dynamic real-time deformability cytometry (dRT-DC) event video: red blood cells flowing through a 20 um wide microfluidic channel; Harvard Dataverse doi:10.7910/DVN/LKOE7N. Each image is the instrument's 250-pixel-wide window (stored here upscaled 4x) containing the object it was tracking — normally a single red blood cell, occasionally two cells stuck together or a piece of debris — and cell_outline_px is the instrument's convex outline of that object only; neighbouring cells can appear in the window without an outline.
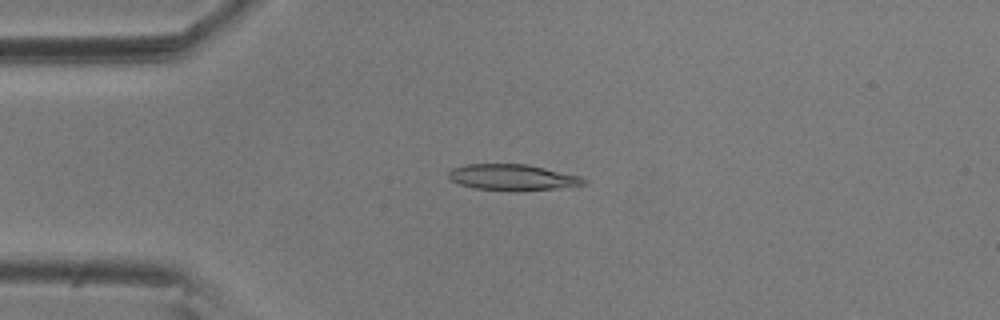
{"species": "common noctule bat (a hibernating species)", "species_latin": "Nyctalus noctula", "temperature_condition": "room temperature", "stored_images_in_passage": 49, "camera_frame_rate_fps": 3000, "um_per_image_px": 0.085, "animal": {"sex": "male", "body_mass_g": 20.5, "forearm_length_mm": 52.5}, "frame": {"image": 1, "passage_image": 7, "time_ms": 2.0, "image_size_px": [1000, 320], "cell_outline_px": [[588, 184], [556, 188], [516, 192], [512, 192], [472, 188], [460, 184], [452, 180], [448, 176], [448, 172], [452, 168], [468, 164], [528, 164], [580, 176], [588, 180]], "centroid_in_image_um": [43.58, 15.09], "position_along_channel_um": 41.4, "area_um2": 20.81}}
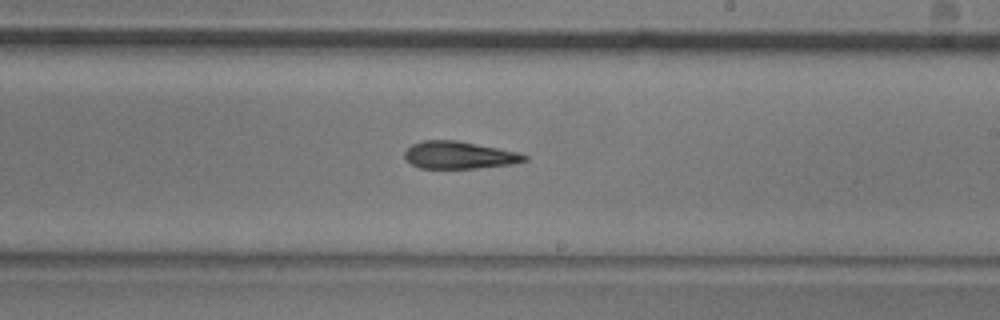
{"frame": {"image": 2, "passage_image": 26, "time_ms": 8.333, "image_size_px": [1000, 320], "cell_outline_px": [[528, 160], [512, 164], [476, 168], [420, 168], [412, 164], [404, 156], [404, 152], [412, 144], [424, 140], [456, 140], [520, 152], [528, 156]], "centroid_in_image_um": [39.05, 13.18], "position_along_channel_um": 249.9, "area_um2": 19.07}}
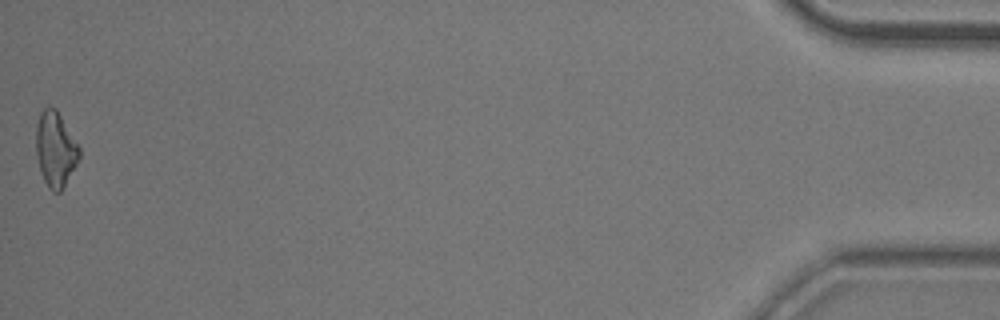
{"frame": {"image": 3, "passage_image": 49, "time_ms": 16.0, "image_size_px": [1000, 320], "cell_outline_px": [[80, 156], [76, 164], [60, 192], [52, 192], [48, 188], [40, 172], [36, 156], [36, 124], [40, 112], [44, 108], [56, 108], [80, 148]], "centroid_in_image_um": [4.69, 12.69], "position_along_channel_um": 430.5, "area_um2": 18.79}, "authors_computed_cell_mechanics": {"area_um2": 19.5364, "velocity_mm_per_s": 3.63, "shape_relaxation_time_tau1_ms": 5.5494, "shape_relaxation_time_tau2_ms": null, "deformation_change_tau1": 0.154, "deformation_change_tau2": null}}